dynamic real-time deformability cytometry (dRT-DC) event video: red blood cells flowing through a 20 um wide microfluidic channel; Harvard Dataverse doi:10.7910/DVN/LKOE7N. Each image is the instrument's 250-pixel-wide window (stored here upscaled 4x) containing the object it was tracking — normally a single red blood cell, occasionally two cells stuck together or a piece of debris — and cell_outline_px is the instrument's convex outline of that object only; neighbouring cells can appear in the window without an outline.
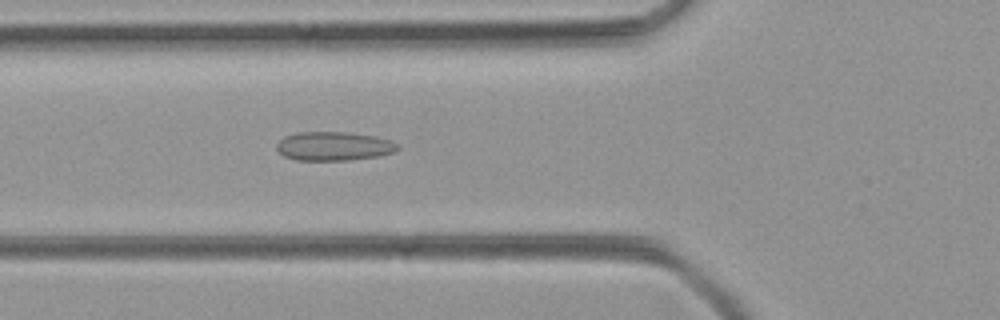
{"species": "common noctule bat (a hibernating species)", "species_latin": "Nyctalus noctula", "temperature_condition": "room temperature", "stored_images_in_passage": 34, "camera_frame_rate_fps": 3000, "um_per_image_px": 0.085, "animal": {"sex": "female", "body_mass_g": 21.9}, "frame": {"image": 1, "passage_image": 4, "time_ms": 1.0, "image_size_px": [1000, 320], "cell_outline_px": [[400, 148], [392, 152], [380, 156], [348, 160], [296, 160], [284, 156], [276, 148], [276, 144], [284, 136], [296, 132], [344, 132], [376, 136], [392, 140], [400, 144]], "centroid_in_image_um": [28.4, 12.42], "position_along_channel_um": 97.4, "area_um2": 20.52}}
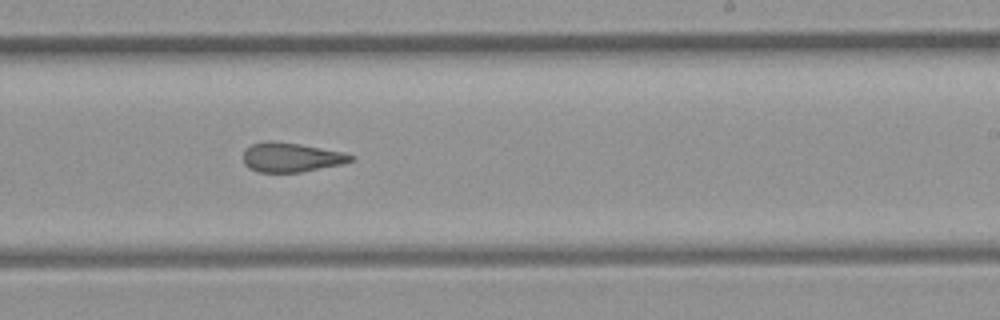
{"frame": {"image": 2, "passage_image": 16, "time_ms": 5.0, "image_size_px": [1000, 320], "cell_outline_px": [[352, 160], [340, 164], [300, 172], [260, 172], [248, 168], [244, 164], [244, 148], [252, 144], [264, 140], [276, 140], [300, 144], [344, 152], [352, 156]], "centroid_in_image_um": [24.67, 13.35], "position_along_channel_um": 264.3, "area_um2": 18.38}}
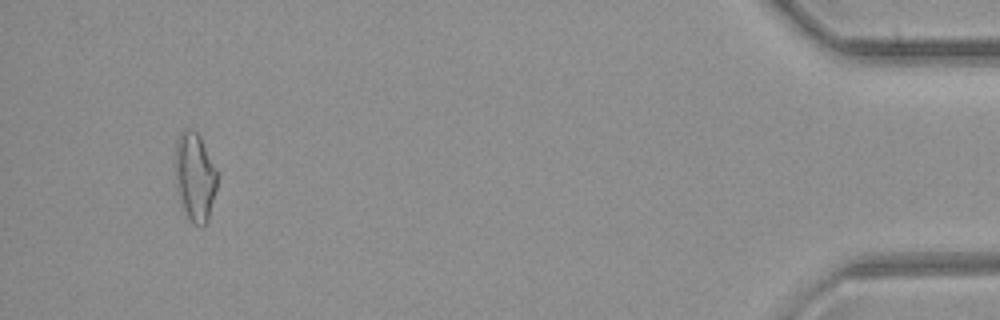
{"frame": {"image": 3, "passage_image": 33, "time_ms": 10.667, "image_size_px": [1000, 320], "cell_outline_px": [[216, 188], [208, 220], [200, 228], [184, 212], [176, 192], [176, 140], [180, 132], [184, 128], [192, 128], [200, 136], [216, 168]], "centroid_in_image_um": [16.55, 15.0], "position_along_channel_um": 418.7, "area_um2": 21.56}}